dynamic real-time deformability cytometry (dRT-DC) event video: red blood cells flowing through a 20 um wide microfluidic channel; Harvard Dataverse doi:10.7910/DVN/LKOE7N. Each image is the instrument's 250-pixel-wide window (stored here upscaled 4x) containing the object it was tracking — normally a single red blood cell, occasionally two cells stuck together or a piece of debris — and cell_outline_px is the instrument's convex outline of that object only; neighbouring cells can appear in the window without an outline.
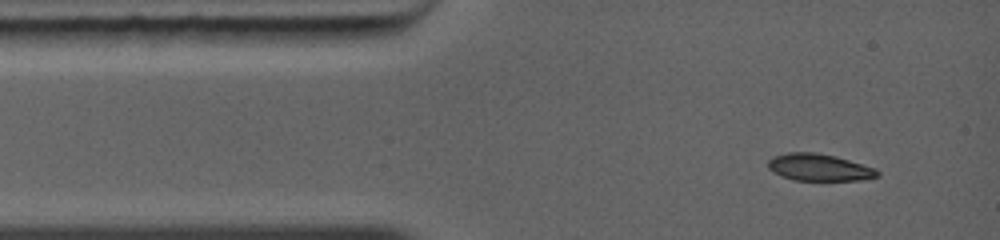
{"species": "common noctule bat (a hibernating species)", "species_latin": "Nyctalus noctula", "temperature_condition": "warm", "stored_images_in_passage": 3, "camera_frame_rate_fps": 5000, "um_per_image_px": 0.085, "animal": {"sex": "female", "body_mass_g": 19.0, "forearm_length_mm": 56.7}, "frame": {"image": 1, "passage_image": 1, "time_ms": 0.0, "image_size_px": [1000, 240], "cell_outline_px": [[880, 176], [860, 180], [796, 180], [784, 176], [768, 168], [768, 160], [772, 156], [788, 152], [816, 152], [836, 156], [876, 168], [880, 172]], "centroid_in_image_um": [69.66, 14.21], "position_along_channel_um": 15.3, "area_um2": 17.17}}
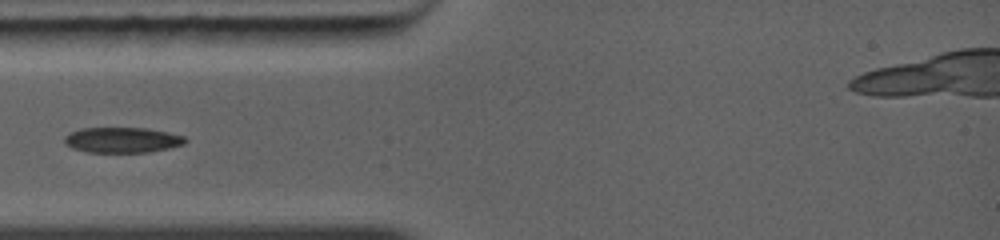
{"frame": {"image": 2, "passage_image": 3, "time_ms": 2.2, "image_size_px": [1000, 240], "cell_outline_px": [[188, 140], [184, 144], [168, 148], [148, 152], [88, 152], [72, 148], [64, 140], [64, 136], [80, 128], [148, 128], [168, 132], [184, 136]], "centroid_in_image_um": [10.42, 11.89], "position_along_channel_um": 74.6, "area_um2": 17.8}}